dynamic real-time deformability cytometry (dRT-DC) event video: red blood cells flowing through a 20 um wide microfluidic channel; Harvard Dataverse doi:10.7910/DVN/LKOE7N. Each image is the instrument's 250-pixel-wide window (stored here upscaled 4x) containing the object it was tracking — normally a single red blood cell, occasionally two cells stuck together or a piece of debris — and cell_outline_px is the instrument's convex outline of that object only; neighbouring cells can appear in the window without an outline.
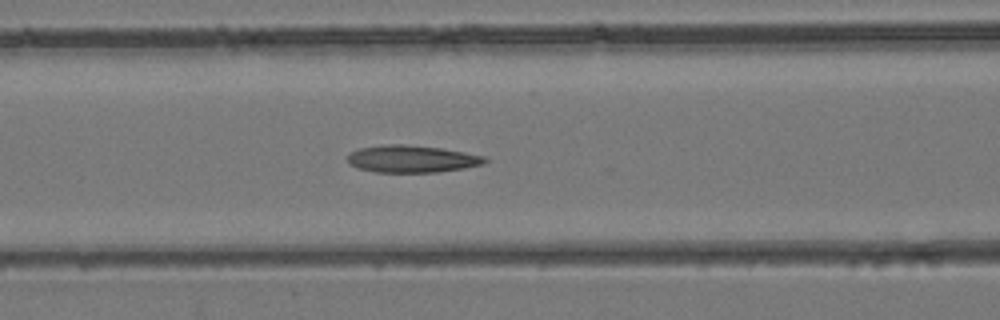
{"species": "common noctule bat (a hibernating species)", "species_latin": "Nyctalus noctula", "temperature_condition": "room temperature", "stored_images_in_passage": 44, "camera_frame_rate_fps": 3000, "um_per_image_px": 0.085, "animal": {"sex": "female", "body_mass_g": 24.6, "forearm_length_mm": 56.2}, "frame": {"image": 1, "passage_image": 18, "time_ms": 5.667, "image_size_px": [1000, 320], "cell_outline_px": [[488, 160], [484, 164], [464, 168], [436, 172], [376, 172], [360, 168], [348, 164], [348, 156], [352, 152], [360, 148], [388, 144], [404, 144], [440, 148], [464, 152], [484, 156]], "centroid_in_image_um": [35.02, 13.51], "position_along_channel_um": 131.6, "area_um2": 21.56}}
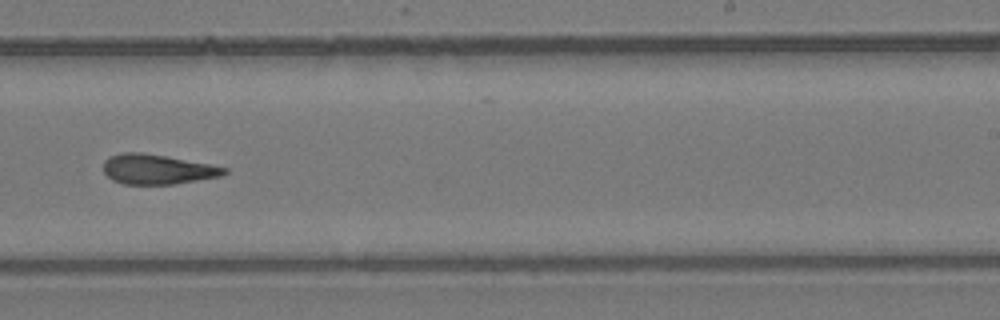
{"frame": {"image": 2, "passage_image": 27, "time_ms": 8.667, "image_size_px": [1000, 320], "cell_outline_px": [[228, 172], [220, 176], [172, 184], [124, 184], [112, 180], [104, 172], [104, 160], [108, 156], [124, 152], [140, 152], [212, 164], [228, 168]], "centroid_in_image_um": [13.36, 14.38], "position_along_channel_um": 275.6, "area_um2": 20.92}}
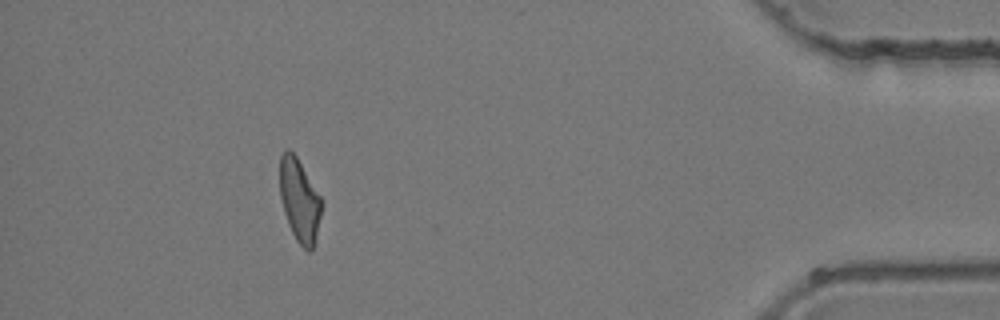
{"frame": {"image": 3, "passage_image": 39, "time_ms": 12.667, "image_size_px": [1000, 320], "cell_outline_px": [[320, 216], [316, 244], [312, 252], [308, 252], [296, 240], [288, 224], [284, 212], [280, 196], [280, 156], [288, 148], [296, 156], [320, 196]], "centroid_in_image_um": [25.45, 17.08], "position_along_channel_um": 409.7, "area_um2": 19.94}}